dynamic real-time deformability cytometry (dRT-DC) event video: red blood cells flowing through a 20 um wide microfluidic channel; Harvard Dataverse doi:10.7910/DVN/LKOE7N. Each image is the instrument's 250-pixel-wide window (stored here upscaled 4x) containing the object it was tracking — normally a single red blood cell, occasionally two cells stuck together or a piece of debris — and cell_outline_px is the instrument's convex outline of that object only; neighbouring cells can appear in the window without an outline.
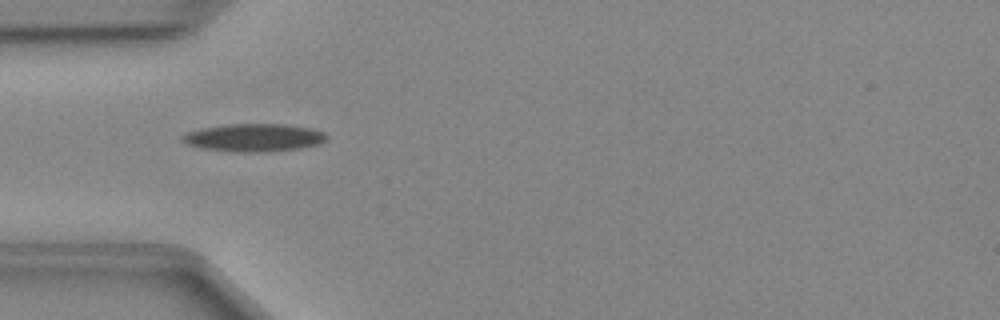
{"species": "Egyptian fruit bat (a non-hibernating species)", "species_latin": "Rousettus aegyptiacus", "temperature_condition": "cold", "stored_images_in_passage": 34, "camera_frame_rate_fps": 3000, "um_per_image_px": 0.085, "animal": {"sex": "female"}, "frame": {"image": 1, "passage_image": 1, "time_ms": 0.0, "image_size_px": [1000, 320], "cell_outline_px": [[328, 136], [320, 144], [300, 148], [268, 152], [236, 152], [200, 148], [188, 144], [180, 140], [180, 136], [188, 132], [200, 128], [224, 124], [284, 124], [312, 128], [324, 132]], "centroid_in_image_um": [21.57, 11.7], "position_along_channel_um": 63.4, "area_um2": 23.64}}
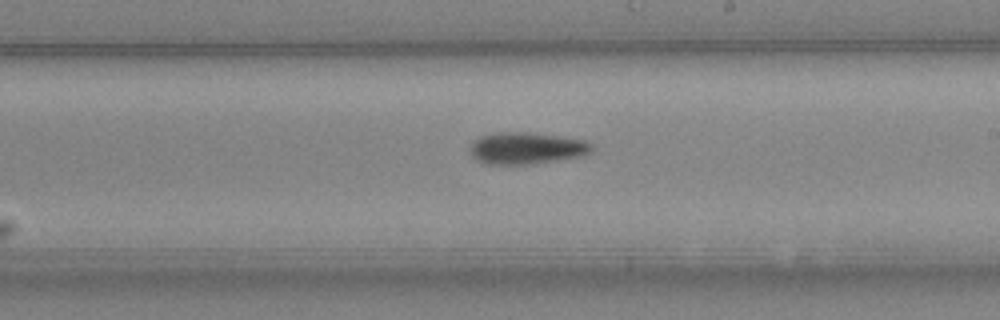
{"frame": {"image": 2, "passage_image": 14, "time_ms": 4.333, "image_size_px": [1000, 320], "cell_outline_px": [[592, 152], [584, 156], [556, 160], [524, 164], [488, 164], [476, 160], [472, 156], [468, 148], [472, 140], [480, 136], [496, 132], [528, 132], [584, 140], [592, 144]], "centroid_in_image_um": [44.7, 12.59], "position_along_channel_um": 244.3, "area_um2": 22.6}}
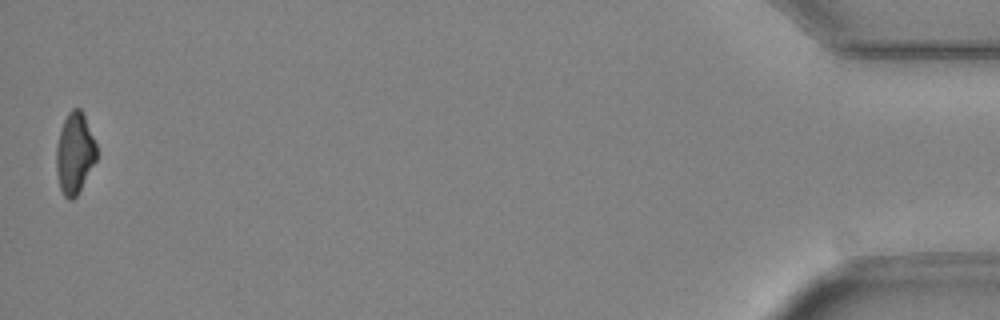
{"frame": {"image": 3, "passage_image": 34, "time_ms": 11.0, "image_size_px": [1000, 320], "cell_outline_px": [[96, 160], [76, 196], [72, 200], [68, 200], [64, 196], [60, 188], [56, 172], [56, 148], [60, 128], [68, 112], [72, 108], [80, 108], [84, 112], [96, 144]], "centroid_in_image_um": [6.33, 12.99], "position_along_channel_um": 428.9, "area_um2": 19.07}}